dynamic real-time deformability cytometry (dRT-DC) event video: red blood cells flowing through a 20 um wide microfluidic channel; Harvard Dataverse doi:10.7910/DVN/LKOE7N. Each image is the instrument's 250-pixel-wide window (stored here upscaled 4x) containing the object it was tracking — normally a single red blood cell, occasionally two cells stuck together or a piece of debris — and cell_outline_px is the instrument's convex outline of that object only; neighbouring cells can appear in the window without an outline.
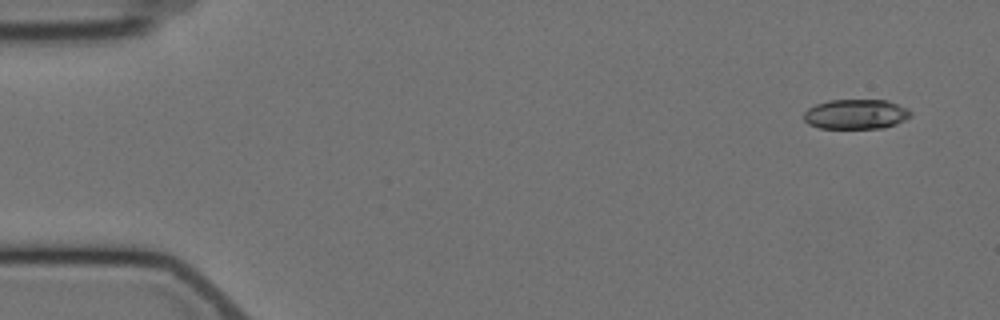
{"species": "Egyptian fruit bat (a non-hibernating species)", "species_latin": "Rousettus aegyptiacus", "temperature_condition": "cold", "stored_images_in_passage": 5, "camera_frame_rate_fps": 3000, "um_per_image_px": 0.085, "animal": {"sex": "female"}, "frame": {"image": 1, "passage_image": 1, "time_ms": 0.0, "image_size_px": [1000, 320], "cell_outline_px": [[912, 116], [896, 124], [884, 128], [820, 128], [808, 124], [804, 120], [804, 112], [808, 108], [816, 104], [828, 100], [888, 100], [908, 108], [912, 112]], "centroid_in_image_um": [72.77, 9.7], "position_along_channel_um": 12.2, "area_um2": 18.73}}
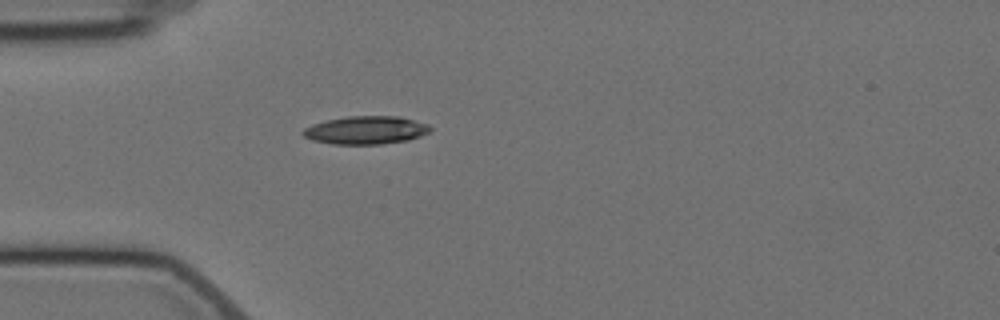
{"frame": {"image": 2, "passage_image": 5, "time_ms": 4.333, "image_size_px": [1000, 320], "cell_outline_px": [[432, 128], [428, 132], [420, 136], [408, 140], [380, 144], [332, 144], [312, 140], [304, 136], [300, 132], [304, 128], [312, 124], [328, 120], [348, 116], [400, 116], [428, 124]], "centroid_in_image_um": [31.09, 11.06], "position_along_channel_um": 53.9, "area_um2": 20.81}}